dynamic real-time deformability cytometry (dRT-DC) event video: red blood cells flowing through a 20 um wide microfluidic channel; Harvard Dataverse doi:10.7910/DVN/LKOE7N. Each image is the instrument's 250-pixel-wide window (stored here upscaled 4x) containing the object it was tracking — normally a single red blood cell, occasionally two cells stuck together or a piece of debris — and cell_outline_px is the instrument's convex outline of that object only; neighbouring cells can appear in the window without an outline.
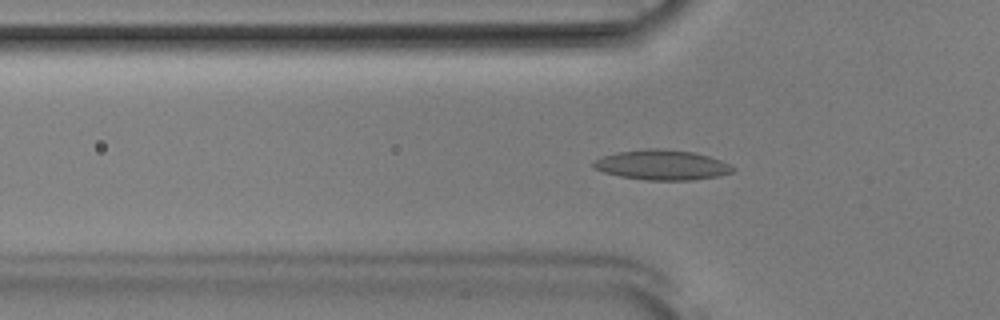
{"species": "Egyptian fruit bat (a non-hibernating species)", "species_latin": "Rousettus aegyptiacus", "temperature_condition": "room temperature", "stored_images_in_passage": 41, "camera_frame_rate_fps": 3000, "um_per_image_px": 0.085, "animal": {"sex": "male"}, "frame": {"image": 1, "passage_image": 6, "time_ms": 1.667, "image_size_px": [1000, 320], "cell_outline_px": [[736, 168], [732, 172], [720, 176], [692, 180], [648, 180], [620, 176], [604, 172], [592, 168], [592, 160], [600, 156], [616, 152], [644, 148], [664, 148], [692, 152], [708, 156], [720, 160]], "centroid_in_image_um": [56.21, 14.01], "position_along_channel_um": 69.6, "area_um2": 24.62}}
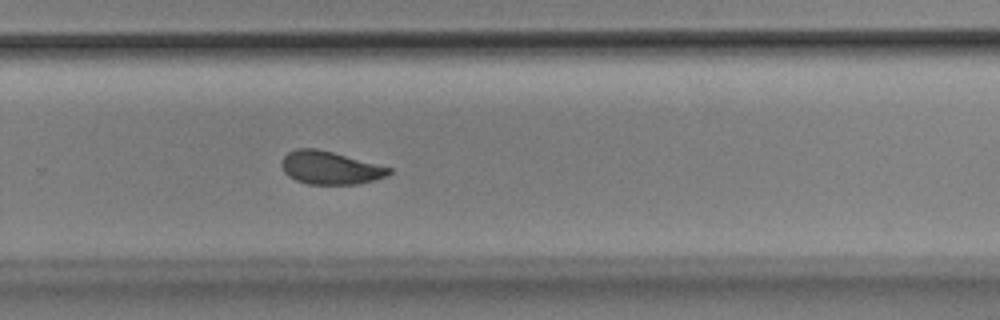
{"frame": {"image": 2, "passage_image": 24, "time_ms": 7.667, "image_size_px": [1000, 320], "cell_outline_px": [[392, 172], [388, 176], [356, 184], [308, 184], [296, 180], [288, 176], [284, 172], [280, 164], [280, 160], [288, 152], [296, 148], [316, 148], [332, 152], [392, 168]], "centroid_in_image_um": [28.02, 14.26], "position_along_channel_um": 301.8, "area_um2": 20.63}}
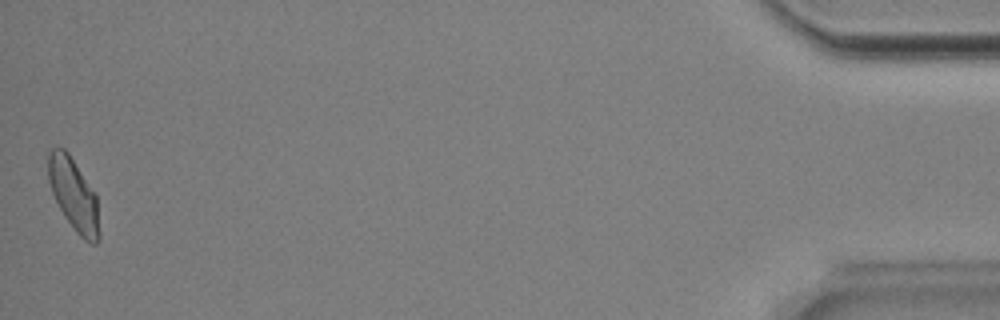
{"frame": {"image": 3, "passage_image": 41, "time_ms": 13.333, "image_size_px": [1000, 320], "cell_outline_px": [[100, 240], [96, 244], [92, 244], [84, 240], [76, 232], [64, 216], [52, 192], [48, 180], [48, 152], [52, 148], [64, 148], [68, 152], [96, 196], [100, 232]], "centroid_in_image_um": [6.27, 16.58], "position_along_channel_um": 428.9, "area_um2": 21.27}, "authors_computed_cell_mechanics": {"area_um2": 21.2704, "velocity_mm_per_s": 3.8761, "shape_relaxation_time_tau1_ms": 3.1916, "shape_relaxation_time_tau2_ms": 2.2325, "deformation_change_tau1": 0.1217, "deformation_change_tau2": 0.0583}}